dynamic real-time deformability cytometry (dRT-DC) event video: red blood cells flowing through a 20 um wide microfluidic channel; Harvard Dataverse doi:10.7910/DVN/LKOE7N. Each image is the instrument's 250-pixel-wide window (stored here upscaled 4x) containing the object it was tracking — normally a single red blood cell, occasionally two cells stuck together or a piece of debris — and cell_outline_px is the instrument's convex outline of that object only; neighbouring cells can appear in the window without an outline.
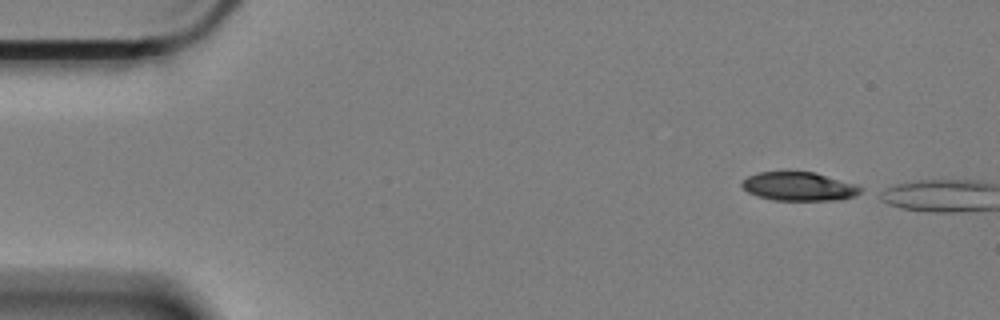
{"species": "Egyptian fruit bat (a non-hibernating species)", "species_latin": "Rousettus aegyptiacus", "temperature_condition": "cold", "stored_images_in_passage": 4, "camera_frame_rate_fps": 3000, "um_per_image_px": 0.085, "animal": {"sex": "female"}, "frame": {"image": 1, "passage_image": 1, "time_ms": 0.0, "image_size_px": [1000, 320], "cell_outline_px": [[864, 188], [860, 192], [852, 196], [840, 200], [772, 200], [748, 192], [740, 184], [748, 176], [760, 172], [816, 172], [856, 184]], "centroid_in_image_um": [67.94, 15.84], "position_along_channel_um": 17.1, "area_um2": 19.71}}